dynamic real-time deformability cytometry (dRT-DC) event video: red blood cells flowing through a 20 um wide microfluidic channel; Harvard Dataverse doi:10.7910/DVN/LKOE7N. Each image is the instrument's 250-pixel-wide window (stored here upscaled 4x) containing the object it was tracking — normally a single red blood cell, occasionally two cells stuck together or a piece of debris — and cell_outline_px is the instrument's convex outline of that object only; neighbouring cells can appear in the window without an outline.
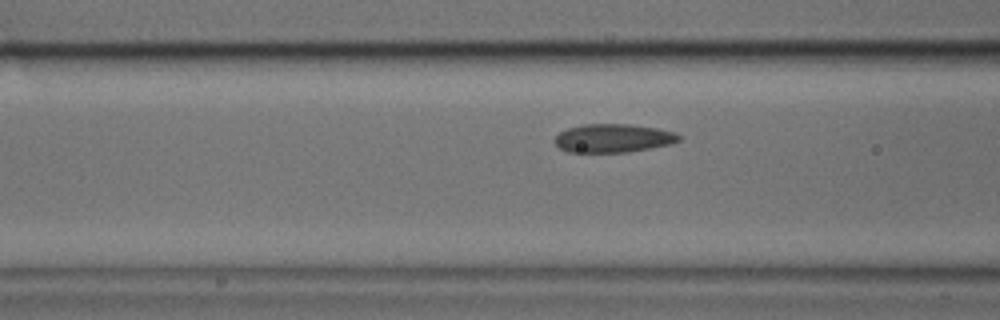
{"species": "common noctule bat (a hibernating species)", "species_latin": "Nyctalus noctula", "temperature_condition": "cold", "stored_images_in_passage": 36, "camera_frame_rate_fps": 3000, "um_per_image_px": 0.085, "animal": {"sex": "male", "body_mass_g": 17.9, "forearm_length_mm": 54.2}, "frame": {"image": 1, "passage_image": 10, "time_ms": 3.0, "image_size_px": [1000, 320], "cell_outline_px": [[680, 140], [672, 144], [628, 152], [568, 152], [560, 148], [556, 144], [556, 136], [560, 132], [568, 128], [584, 124], [628, 124], [656, 128], [676, 132], [680, 136]], "centroid_in_image_um": [52.15, 11.74], "position_along_channel_um": 114.5, "area_um2": 20.52}}
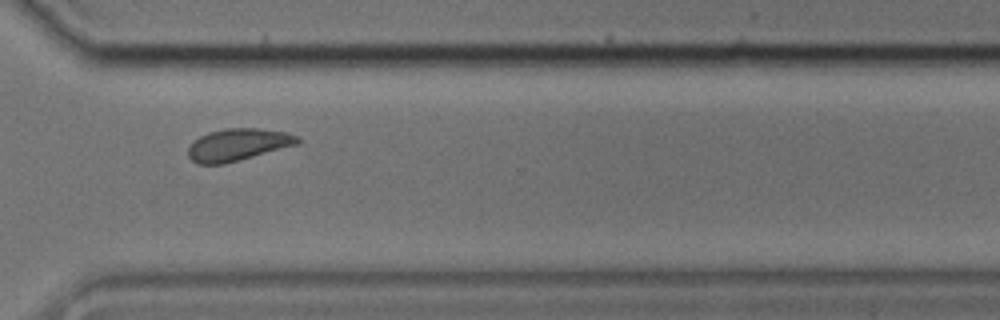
{"frame": {"image": 2, "passage_image": 28, "time_ms": 9.0, "image_size_px": [1000, 320], "cell_outline_px": [[304, 140], [296, 144], [224, 164], [196, 164], [188, 156], [188, 148], [200, 136], [208, 132], [224, 128], [260, 128], [288, 132], [300, 136]], "centroid_in_image_um": [20.25, 12.28], "position_along_channel_um": 350.4, "area_um2": 20.46}}
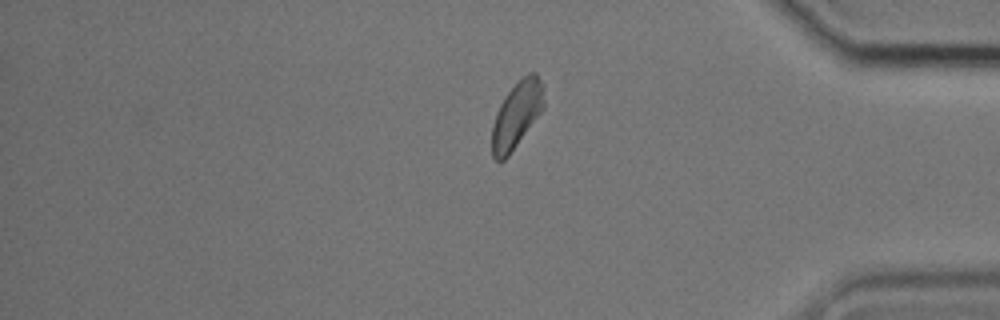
{"frame": {"image": 3, "passage_image": 33, "time_ms": 10.667, "image_size_px": [1000, 320], "cell_outline_px": [[544, 108], [508, 156], [504, 160], [496, 160], [492, 156], [492, 124], [496, 112], [500, 104], [508, 92], [528, 72], [536, 72], [544, 84]], "centroid_in_image_um": [43.93, 9.73], "position_along_channel_um": 391.3, "area_um2": 20.0}}